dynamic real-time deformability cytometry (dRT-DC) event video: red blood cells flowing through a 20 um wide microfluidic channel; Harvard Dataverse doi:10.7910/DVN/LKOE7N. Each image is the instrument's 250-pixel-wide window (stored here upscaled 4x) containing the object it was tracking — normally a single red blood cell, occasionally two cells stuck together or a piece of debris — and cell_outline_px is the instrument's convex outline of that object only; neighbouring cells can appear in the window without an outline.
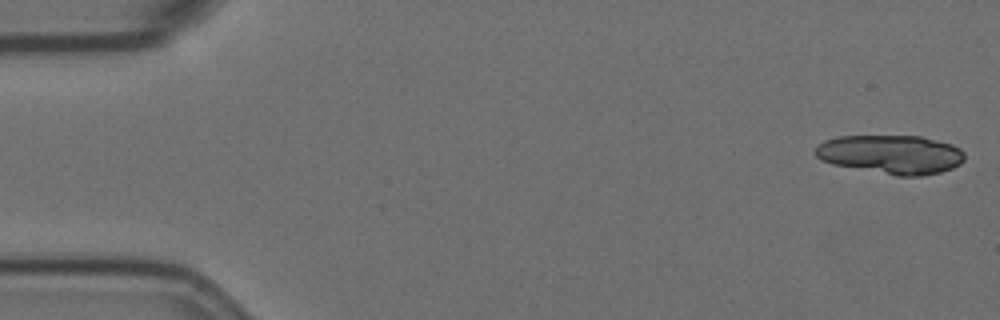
{"species": "Egyptian fruit bat (a non-hibernating species)", "species_latin": "Rousettus aegyptiacus", "temperature_condition": "room temperature", "stored_images_in_passage": 15, "camera_frame_rate_fps": 3000, "um_per_image_px": 0.085, "animal": {"sex": "female"}, "frame": {"image": 1, "passage_image": 1, "time_ms": 0.0, "image_size_px": [1000, 320], "cell_outline_px": [[964, 160], [960, 164], [952, 168], [940, 172], [920, 176], [896, 176], [832, 164], [820, 160], [816, 156], [816, 148], [824, 140], [840, 136], [920, 136], [952, 144], [960, 148], [964, 152]], "centroid_in_image_um": [75.75, 13.13], "position_along_channel_um": 9.3, "area_um2": 33.87}}